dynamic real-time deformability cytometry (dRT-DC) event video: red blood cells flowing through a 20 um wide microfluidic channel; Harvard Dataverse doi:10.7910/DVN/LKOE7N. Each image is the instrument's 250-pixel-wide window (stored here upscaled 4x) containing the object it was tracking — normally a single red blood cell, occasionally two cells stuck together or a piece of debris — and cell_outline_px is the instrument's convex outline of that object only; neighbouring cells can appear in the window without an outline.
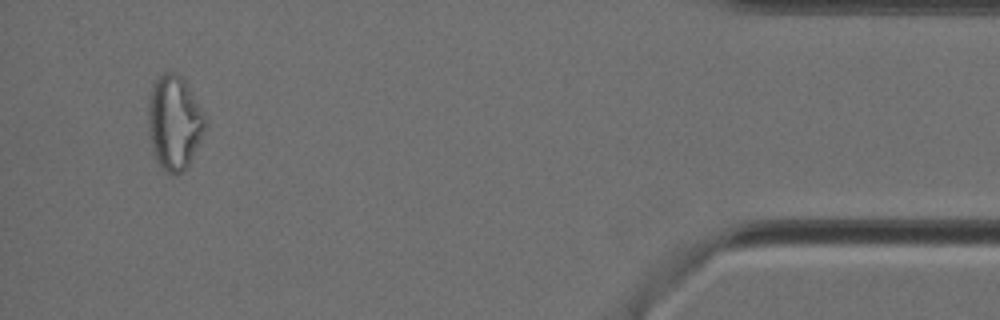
{"species": "Egyptian fruit bat (a non-hibernating species)", "species_latin": "Rousettus aegyptiacus", "temperature_condition": "cold", "stored_images_in_passage": 15, "camera_frame_rate_fps": 3000, "um_per_image_px": 0.085, "animal": {"sex": "female"}, "frame": {"image": 1, "passage_image": 15, "time_ms": 4.667, "image_size_px": [1000, 320], "cell_outline_px": [[208, 124], [184, 172], [176, 176], [172, 176], [160, 168], [156, 160], [148, 136], [148, 96], [156, 80], [164, 72], [176, 72], [184, 80], [208, 120]], "centroid_in_image_um": [14.8, 10.46], "position_along_channel_um": 420.4, "area_um2": 31.56}}